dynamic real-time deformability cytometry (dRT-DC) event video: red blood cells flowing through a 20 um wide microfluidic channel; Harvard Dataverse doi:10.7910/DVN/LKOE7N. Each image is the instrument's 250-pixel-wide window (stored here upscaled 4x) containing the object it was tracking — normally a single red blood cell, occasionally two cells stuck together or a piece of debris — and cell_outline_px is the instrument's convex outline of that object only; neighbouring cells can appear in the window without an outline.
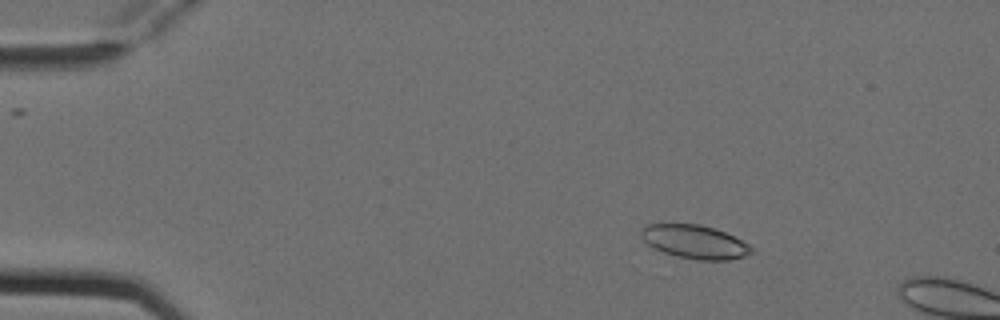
{"species": "Egyptian fruit bat (a non-hibernating species)", "species_latin": "Rousettus aegyptiacus", "temperature_condition": "cold", "stored_images_in_passage": 3, "camera_frame_rate_fps": 3000, "um_per_image_px": 0.085, "animal": {"sex": "female"}, "frame": {"image": 1, "passage_image": 2, "time_ms": 0.333, "image_size_px": [1000, 320], "cell_outline_px": [[756, 252], [744, 256], [728, 260], [696, 260], [676, 256], [652, 248], [640, 236], [640, 232], [648, 224], [700, 224], [724, 232], [748, 244]], "centroid_in_image_um": [59.05, 20.57], "position_along_channel_um": 26.0, "area_um2": 21.44}}